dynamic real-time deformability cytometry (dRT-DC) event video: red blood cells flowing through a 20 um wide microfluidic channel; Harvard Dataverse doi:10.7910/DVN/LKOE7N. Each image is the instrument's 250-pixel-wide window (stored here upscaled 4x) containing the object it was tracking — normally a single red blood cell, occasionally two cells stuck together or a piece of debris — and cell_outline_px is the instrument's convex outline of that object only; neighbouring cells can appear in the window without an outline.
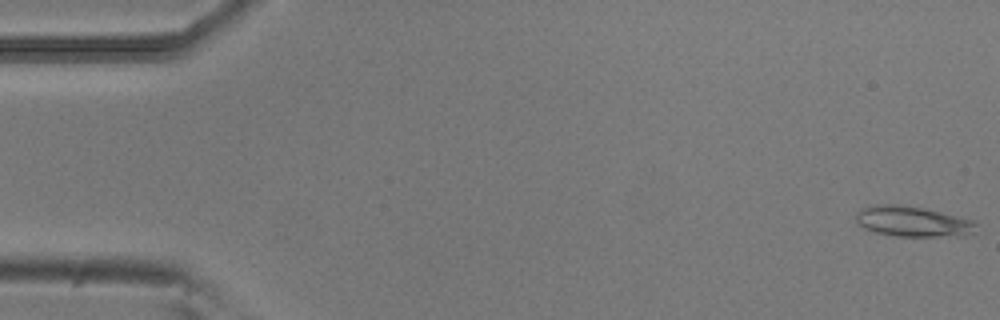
{"species": "common noctule bat (a hibernating species)", "species_latin": "Nyctalus noctula", "temperature_condition": "room temperature", "stored_images_in_passage": 4, "camera_frame_rate_fps": 3000, "um_per_image_px": 0.085, "animal": {"sex": "male", "body_mass_g": 20.5, "forearm_length_mm": 52.5}, "frame": {"image": 1, "passage_image": 1, "time_ms": 0.0, "image_size_px": [1000, 320], "cell_outline_px": [[976, 232], [936, 236], [896, 236], [876, 232], [864, 228], [856, 224], [856, 212], [864, 208], [880, 204], [896, 204], [924, 208], [972, 220], [976, 224]], "centroid_in_image_um": [77.5, 18.81], "position_along_channel_um": 7.5, "area_um2": 20.81}}